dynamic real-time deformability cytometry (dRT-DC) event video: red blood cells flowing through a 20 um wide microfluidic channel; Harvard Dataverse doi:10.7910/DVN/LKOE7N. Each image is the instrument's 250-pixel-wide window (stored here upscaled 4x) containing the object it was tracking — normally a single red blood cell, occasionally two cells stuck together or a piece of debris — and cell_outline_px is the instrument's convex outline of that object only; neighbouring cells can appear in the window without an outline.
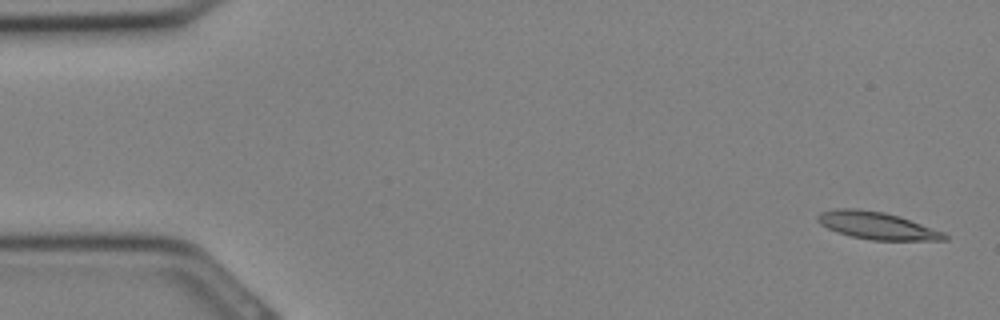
{"species": "Egyptian fruit bat (a non-hibernating species)", "species_latin": "Rousettus aegyptiacus", "temperature_condition": "cold", "stored_images_in_passage": 13, "camera_frame_rate_fps": 3000, "um_per_image_px": 0.085, "animal": {"sex": "female"}, "frame": {"image": 1, "passage_image": 1, "time_ms": 0.0, "image_size_px": [1000, 320], "cell_outline_px": [[948, 240], [872, 240], [852, 236], [828, 228], [820, 224], [816, 220], [816, 216], [820, 212], [836, 208], [856, 208], [884, 212], [900, 216], [944, 232], [948, 236]], "centroid_in_image_um": [74.54, 19.16], "position_along_channel_um": 10.5, "area_um2": 20.17}}
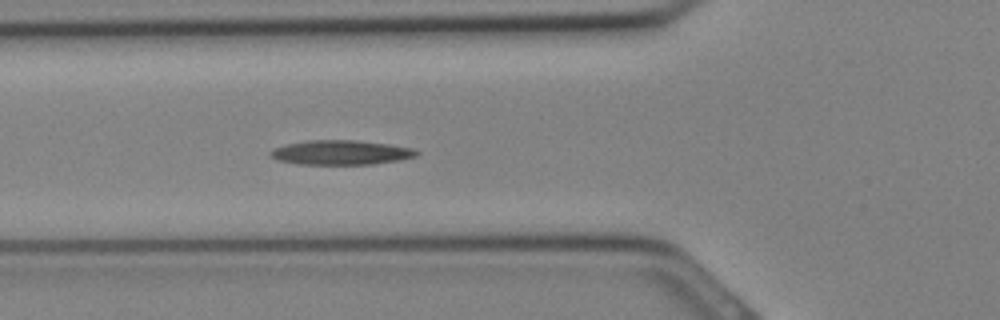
{"frame": {"image": 2, "passage_image": 11, "time_ms": 3.333, "image_size_px": [1000, 320], "cell_outline_px": [[420, 152], [416, 156], [400, 160], [372, 164], [300, 164], [280, 160], [272, 156], [268, 152], [272, 148], [284, 144], [308, 140], [356, 140], [388, 144], [412, 148]], "centroid_in_image_um": [28.97, 12.95], "position_along_channel_um": 96.8, "area_um2": 20.81}}
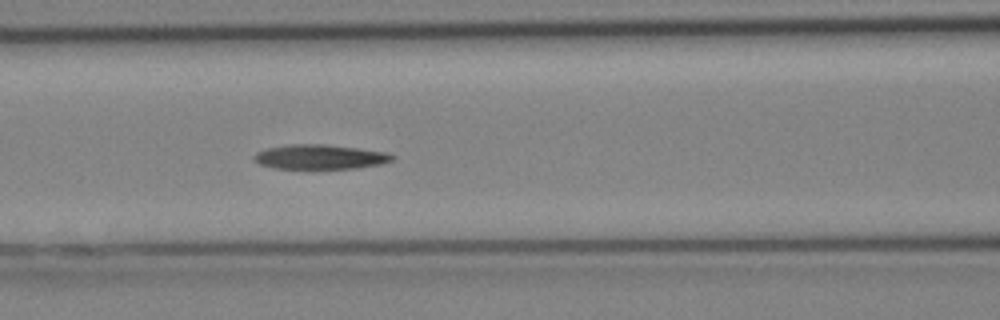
{"frame": {"image": 3, "passage_image": 13, "time_ms": 4.0, "image_size_px": [1000, 320], "cell_outline_px": [[396, 156], [392, 160], [380, 164], [356, 168], [272, 168], [260, 164], [252, 156], [256, 152], [268, 148], [288, 144], [324, 144], [388, 152]], "centroid_in_image_um": [27.2, 13.33], "position_along_channel_um": 139.4, "area_um2": 19.65}}